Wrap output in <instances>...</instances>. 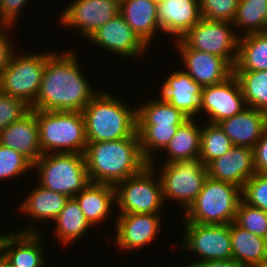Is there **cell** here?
<instances>
[{"label":"cell","mask_w":267,"mask_h":267,"mask_svg":"<svg viewBox=\"0 0 267 267\" xmlns=\"http://www.w3.org/2000/svg\"><path fill=\"white\" fill-rule=\"evenodd\" d=\"M92 91L73 53L60 56L51 53L45 64L39 94L31 109L82 112L97 95Z\"/></svg>","instance_id":"cell-1"},{"label":"cell","mask_w":267,"mask_h":267,"mask_svg":"<svg viewBox=\"0 0 267 267\" xmlns=\"http://www.w3.org/2000/svg\"><path fill=\"white\" fill-rule=\"evenodd\" d=\"M84 157L91 183L114 186L149 164L142 156L138 133L115 141L88 142Z\"/></svg>","instance_id":"cell-2"},{"label":"cell","mask_w":267,"mask_h":267,"mask_svg":"<svg viewBox=\"0 0 267 267\" xmlns=\"http://www.w3.org/2000/svg\"><path fill=\"white\" fill-rule=\"evenodd\" d=\"M82 114L88 142L115 141L137 133V110L129 109L113 95L97 93Z\"/></svg>","instance_id":"cell-3"},{"label":"cell","mask_w":267,"mask_h":267,"mask_svg":"<svg viewBox=\"0 0 267 267\" xmlns=\"http://www.w3.org/2000/svg\"><path fill=\"white\" fill-rule=\"evenodd\" d=\"M39 141L43 154H84L87 146L82 112L35 110Z\"/></svg>","instance_id":"cell-4"},{"label":"cell","mask_w":267,"mask_h":267,"mask_svg":"<svg viewBox=\"0 0 267 267\" xmlns=\"http://www.w3.org/2000/svg\"><path fill=\"white\" fill-rule=\"evenodd\" d=\"M242 189L208 177L194 203L185 211V222L225 225L234 222Z\"/></svg>","instance_id":"cell-5"},{"label":"cell","mask_w":267,"mask_h":267,"mask_svg":"<svg viewBox=\"0 0 267 267\" xmlns=\"http://www.w3.org/2000/svg\"><path fill=\"white\" fill-rule=\"evenodd\" d=\"M50 154H42L33 164L38 167L39 185L71 198L90 183L84 154Z\"/></svg>","instance_id":"cell-6"},{"label":"cell","mask_w":267,"mask_h":267,"mask_svg":"<svg viewBox=\"0 0 267 267\" xmlns=\"http://www.w3.org/2000/svg\"><path fill=\"white\" fill-rule=\"evenodd\" d=\"M231 25L232 22L202 18L181 39H177V46L219 56L233 68L238 54L239 35L233 32Z\"/></svg>","instance_id":"cell-7"},{"label":"cell","mask_w":267,"mask_h":267,"mask_svg":"<svg viewBox=\"0 0 267 267\" xmlns=\"http://www.w3.org/2000/svg\"><path fill=\"white\" fill-rule=\"evenodd\" d=\"M153 164L115 185V200L120 214H156L164 202L160 178L153 179ZM152 177V178H151ZM121 185V186H120Z\"/></svg>","instance_id":"cell-8"},{"label":"cell","mask_w":267,"mask_h":267,"mask_svg":"<svg viewBox=\"0 0 267 267\" xmlns=\"http://www.w3.org/2000/svg\"><path fill=\"white\" fill-rule=\"evenodd\" d=\"M49 54L13 55L0 74V90L33 106L39 94L42 75Z\"/></svg>","instance_id":"cell-9"},{"label":"cell","mask_w":267,"mask_h":267,"mask_svg":"<svg viewBox=\"0 0 267 267\" xmlns=\"http://www.w3.org/2000/svg\"><path fill=\"white\" fill-rule=\"evenodd\" d=\"M160 174L163 199L171 197L184 204L187 211L208 178L207 167L199 160L165 163ZM167 196V197H166Z\"/></svg>","instance_id":"cell-10"},{"label":"cell","mask_w":267,"mask_h":267,"mask_svg":"<svg viewBox=\"0 0 267 267\" xmlns=\"http://www.w3.org/2000/svg\"><path fill=\"white\" fill-rule=\"evenodd\" d=\"M184 245L202 259L196 262L232 259L230 224L211 225L185 222Z\"/></svg>","instance_id":"cell-11"},{"label":"cell","mask_w":267,"mask_h":267,"mask_svg":"<svg viewBox=\"0 0 267 267\" xmlns=\"http://www.w3.org/2000/svg\"><path fill=\"white\" fill-rule=\"evenodd\" d=\"M246 105L237 77L232 74L225 81L202 88L200 110L209 115V123L218 124L245 109Z\"/></svg>","instance_id":"cell-12"},{"label":"cell","mask_w":267,"mask_h":267,"mask_svg":"<svg viewBox=\"0 0 267 267\" xmlns=\"http://www.w3.org/2000/svg\"><path fill=\"white\" fill-rule=\"evenodd\" d=\"M120 14L116 0H76L62 13V24L75 27L87 39L102 25Z\"/></svg>","instance_id":"cell-13"},{"label":"cell","mask_w":267,"mask_h":267,"mask_svg":"<svg viewBox=\"0 0 267 267\" xmlns=\"http://www.w3.org/2000/svg\"><path fill=\"white\" fill-rule=\"evenodd\" d=\"M208 177L234 184L243 189L246 181L256 173L253 149L233 146L222 157L207 166Z\"/></svg>","instance_id":"cell-14"},{"label":"cell","mask_w":267,"mask_h":267,"mask_svg":"<svg viewBox=\"0 0 267 267\" xmlns=\"http://www.w3.org/2000/svg\"><path fill=\"white\" fill-rule=\"evenodd\" d=\"M27 229L21 233L0 235V255L13 267H43L42 234L37 233L33 226Z\"/></svg>","instance_id":"cell-15"},{"label":"cell","mask_w":267,"mask_h":267,"mask_svg":"<svg viewBox=\"0 0 267 267\" xmlns=\"http://www.w3.org/2000/svg\"><path fill=\"white\" fill-rule=\"evenodd\" d=\"M89 38L108 51L128 57L140 54L147 47L121 14L102 25Z\"/></svg>","instance_id":"cell-16"},{"label":"cell","mask_w":267,"mask_h":267,"mask_svg":"<svg viewBox=\"0 0 267 267\" xmlns=\"http://www.w3.org/2000/svg\"><path fill=\"white\" fill-rule=\"evenodd\" d=\"M157 214L130 213L117 217L116 243L122 249L136 250L151 241L160 227Z\"/></svg>","instance_id":"cell-17"},{"label":"cell","mask_w":267,"mask_h":267,"mask_svg":"<svg viewBox=\"0 0 267 267\" xmlns=\"http://www.w3.org/2000/svg\"><path fill=\"white\" fill-rule=\"evenodd\" d=\"M202 19L199 0H163L158 2L160 30L181 39Z\"/></svg>","instance_id":"cell-18"},{"label":"cell","mask_w":267,"mask_h":267,"mask_svg":"<svg viewBox=\"0 0 267 267\" xmlns=\"http://www.w3.org/2000/svg\"><path fill=\"white\" fill-rule=\"evenodd\" d=\"M0 144L21 153L32 164L43 154L35 110L8 125L0 132Z\"/></svg>","instance_id":"cell-19"},{"label":"cell","mask_w":267,"mask_h":267,"mask_svg":"<svg viewBox=\"0 0 267 267\" xmlns=\"http://www.w3.org/2000/svg\"><path fill=\"white\" fill-rule=\"evenodd\" d=\"M218 124L233 146H245L253 149L267 128V113L252 107H245L237 115L223 119Z\"/></svg>","instance_id":"cell-20"},{"label":"cell","mask_w":267,"mask_h":267,"mask_svg":"<svg viewBox=\"0 0 267 267\" xmlns=\"http://www.w3.org/2000/svg\"><path fill=\"white\" fill-rule=\"evenodd\" d=\"M191 78L202 87L225 81L233 68L221 57L194 49H180Z\"/></svg>","instance_id":"cell-21"},{"label":"cell","mask_w":267,"mask_h":267,"mask_svg":"<svg viewBox=\"0 0 267 267\" xmlns=\"http://www.w3.org/2000/svg\"><path fill=\"white\" fill-rule=\"evenodd\" d=\"M202 88L185 71H176L163 84L162 99L193 118L200 109Z\"/></svg>","instance_id":"cell-22"},{"label":"cell","mask_w":267,"mask_h":267,"mask_svg":"<svg viewBox=\"0 0 267 267\" xmlns=\"http://www.w3.org/2000/svg\"><path fill=\"white\" fill-rule=\"evenodd\" d=\"M120 14L137 37L147 46L158 24V3L155 0H123Z\"/></svg>","instance_id":"cell-23"},{"label":"cell","mask_w":267,"mask_h":267,"mask_svg":"<svg viewBox=\"0 0 267 267\" xmlns=\"http://www.w3.org/2000/svg\"><path fill=\"white\" fill-rule=\"evenodd\" d=\"M74 198L86 220L93 226L110 213L111 204L115 200V186L90 182Z\"/></svg>","instance_id":"cell-24"},{"label":"cell","mask_w":267,"mask_h":267,"mask_svg":"<svg viewBox=\"0 0 267 267\" xmlns=\"http://www.w3.org/2000/svg\"><path fill=\"white\" fill-rule=\"evenodd\" d=\"M230 237L232 243V259L246 266L255 267L267 258V239L252 234L230 223Z\"/></svg>","instance_id":"cell-25"},{"label":"cell","mask_w":267,"mask_h":267,"mask_svg":"<svg viewBox=\"0 0 267 267\" xmlns=\"http://www.w3.org/2000/svg\"><path fill=\"white\" fill-rule=\"evenodd\" d=\"M241 38L233 72L267 71V35L250 33Z\"/></svg>","instance_id":"cell-26"},{"label":"cell","mask_w":267,"mask_h":267,"mask_svg":"<svg viewBox=\"0 0 267 267\" xmlns=\"http://www.w3.org/2000/svg\"><path fill=\"white\" fill-rule=\"evenodd\" d=\"M201 128L193 122L192 118L186 120L177 129L169 144L165 147L169 160L166 163L176 161L196 160L200 154Z\"/></svg>","instance_id":"cell-27"},{"label":"cell","mask_w":267,"mask_h":267,"mask_svg":"<svg viewBox=\"0 0 267 267\" xmlns=\"http://www.w3.org/2000/svg\"><path fill=\"white\" fill-rule=\"evenodd\" d=\"M27 198L21 205L20 210L28 213L35 220L36 218L39 220H55L69 199V197L48 190L41 185L32 190Z\"/></svg>","instance_id":"cell-28"},{"label":"cell","mask_w":267,"mask_h":267,"mask_svg":"<svg viewBox=\"0 0 267 267\" xmlns=\"http://www.w3.org/2000/svg\"><path fill=\"white\" fill-rule=\"evenodd\" d=\"M54 221L57 223L55 232L64 244L81 238L91 226L74 197L66 201L64 208Z\"/></svg>","instance_id":"cell-29"},{"label":"cell","mask_w":267,"mask_h":267,"mask_svg":"<svg viewBox=\"0 0 267 267\" xmlns=\"http://www.w3.org/2000/svg\"><path fill=\"white\" fill-rule=\"evenodd\" d=\"M243 93L246 107L267 113V71L233 72Z\"/></svg>","instance_id":"cell-30"},{"label":"cell","mask_w":267,"mask_h":267,"mask_svg":"<svg viewBox=\"0 0 267 267\" xmlns=\"http://www.w3.org/2000/svg\"><path fill=\"white\" fill-rule=\"evenodd\" d=\"M151 102V103H150ZM137 108V125L183 124L189 118L162 98Z\"/></svg>","instance_id":"cell-31"},{"label":"cell","mask_w":267,"mask_h":267,"mask_svg":"<svg viewBox=\"0 0 267 267\" xmlns=\"http://www.w3.org/2000/svg\"><path fill=\"white\" fill-rule=\"evenodd\" d=\"M182 124L137 125L140 150L143 158L152 163V149H165Z\"/></svg>","instance_id":"cell-32"},{"label":"cell","mask_w":267,"mask_h":267,"mask_svg":"<svg viewBox=\"0 0 267 267\" xmlns=\"http://www.w3.org/2000/svg\"><path fill=\"white\" fill-rule=\"evenodd\" d=\"M233 147L231 140L219 124L209 123L201 129L200 154L198 159L207 166L222 157Z\"/></svg>","instance_id":"cell-33"},{"label":"cell","mask_w":267,"mask_h":267,"mask_svg":"<svg viewBox=\"0 0 267 267\" xmlns=\"http://www.w3.org/2000/svg\"><path fill=\"white\" fill-rule=\"evenodd\" d=\"M232 24L248 27L246 34L264 32L267 25V0H239Z\"/></svg>","instance_id":"cell-34"},{"label":"cell","mask_w":267,"mask_h":267,"mask_svg":"<svg viewBox=\"0 0 267 267\" xmlns=\"http://www.w3.org/2000/svg\"><path fill=\"white\" fill-rule=\"evenodd\" d=\"M234 223L257 236L267 239V212L246 203L239 202Z\"/></svg>","instance_id":"cell-35"},{"label":"cell","mask_w":267,"mask_h":267,"mask_svg":"<svg viewBox=\"0 0 267 267\" xmlns=\"http://www.w3.org/2000/svg\"><path fill=\"white\" fill-rule=\"evenodd\" d=\"M239 0H199L202 18L212 21L234 20Z\"/></svg>","instance_id":"cell-36"},{"label":"cell","mask_w":267,"mask_h":267,"mask_svg":"<svg viewBox=\"0 0 267 267\" xmlns=\"http://www.w3.org/2000/svg\"><path fill=\"white\" fill-rule=\"evenodd\" d=\"M31 167H33V164L21 153L0 144L1 180L20 175L22 172L24 173Z\"/></svg>","instance_id":"cell-37"},{"label":"cell","mask_w":267,"mask_h":267,"mask_svg":"<svg viewBox=\"0 0 267 267\" xmlns=\"http://www.w3.org/2000/svg\"><path fill=\"white\" fill-rule=\"evenodd\" d=\"M243 200L267 212V173H255L242 189ZM245 198V199H244Z\"/></svg>","instance_id":"cell-38"},{"label":"cell","mask_w":267,"mask_h":267,"mask_svg":"<svg viewBox=\"0 0 267 267\" xmlns=\"http://www.w3.org/2000/svg\"><path fill=\"white\" fill-rule=\"evenodd\" d=\"M26 102L0 90V132L8 125L22 119L31 111Z\"/></svg>","instance_id":"cell-39"},{"label":"cell","mask_w":267,"mask_h":267,"mask_svg":"<svg viewBox=\"0 0 267 267\" xmlns=\"http://www.w3.org/2000/svg\"><path fill=\"white\" fill-rule=\"evenodd\" d=\"M257 173H267V128L253 148Z\"/></svg>","instance_id":"cell-40"},{"label":"cell","mask_w":267,"mask_h":267,"mask_svg":"<svg viewBox=\"0 0 267 267\" xmlns=\"http://www.w3.org/2000/svg\"><path fill=\"white\" fill-rule=\"evenodd\" d=\"M26 2L27 0H0L1 18L8 25H12V22L16 20L15 17Z\"/></svg>","instance_id":"cell-41"},{"label":"cell","mask_w":267,"mask_h":267,"mask_svg":"<svg viewBox=\"0 0 267 267\" xmlns=\"http://www.w3.org/2000/svg\"><path fill=\"white\" fill-rule=\"evenodd\" d=\"M5 33L7 32L3 33L0 29V74L10 63L14 52Z\"/></svg>","instance_id":"cell-42"},{"label":"cell","mask_w":267,"mask_h":267,"mask_svg":"<svg viewBox=\"0 0 267 267\" xmlns=\"http://www.w3.org/2000/svg\"><path fill=\"white\" fill-rule=\"evenodd\" d=\"M187 267H246L233 259L194 262Z\"/></svg>","instance_id":"cell-43"},{"label":"cell","mask_w":267,"mask_h":267,"mask_svg":"<svg viewBox=\"0 0 267 267\" xmlns=\"http://www.w3.org/2000/svg\"><path fill=\"white\" fill-rule=\"evenodd\" d=\"M0 267H13L0 255Z\"/></svg>","instance_id":"cell-44"},{"label":"cell","mask_w":267,"mask_h":267,"mask_svg":"<svg viewBox=\"0 0 267 267\" xmlns=\"http://www.w3.org/2000/svg\"><path fill=\"white\" fill-rule=\"evenodd\" d=\"M255 267H267V258H265L261 263L257 264Z\"/></svg>","instance_id":"cell-45"},{"label":"cell","mask_w":267,"mask_h":267,"mask_svg":"<svg viewBox=\"0 0 267 267\" xmlns=\"http://www.w3.org/2000/svg\"><path fill=\"white\" fill-rule=\"evenodd\" d=\"M0 20H1V26L5 27L6 29H8L9 27H11V25H8L2 18H1V13H0ZM8 27V28H7Z\"/></svg>","instance_id":"cell-46"},{"label":"cell","mask_w":267,"mask_h":267,"mask_svg":"<svg viewBox=\"0 0 267 267\" xmlns=\"http://www.w3.org/2000/svg\"><path fill=\"white\" fill-rule=\"evenodd\" d=\"M264 33L267 35V25H266V28L264 30Z\"/></svg>","instance_id":"cell-47"}]
</instances>
